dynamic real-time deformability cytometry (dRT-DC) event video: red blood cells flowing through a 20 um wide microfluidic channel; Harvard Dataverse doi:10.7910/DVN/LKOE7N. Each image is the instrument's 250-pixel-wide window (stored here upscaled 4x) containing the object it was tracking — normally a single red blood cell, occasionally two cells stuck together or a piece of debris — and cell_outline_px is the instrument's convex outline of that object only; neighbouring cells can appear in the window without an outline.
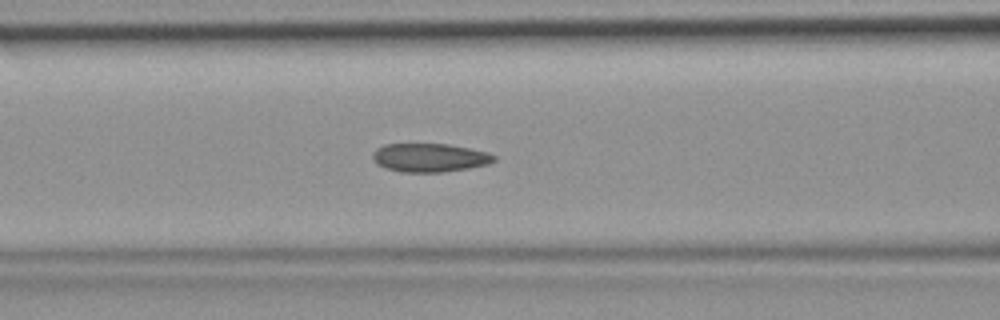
{"species": "common noctule bat (a hibernating species)", "species_latin": "Nyctalus noctula", "temperature_condition": "room temperature", "stored_images_in_passage": 48, "camera_frame_rate_fps": 3000, "um_per_image_px": 0.085, "animal": {"sex": "female", "body_mass_g": 19.9}, "frame": {"image": 1, "passage_image": 20, "time_ms": 6.333, "image_size_px": [1000, 320], "cell_outline_px": [[496, 160], [488, 164], [468, 168], [444, 172], [400, 172], [384, 168], [376, 164], [372, 160], [372, 152], [376, 148], [384, 144], [448, 144], [488, 152], [496, 156]], "centroid_in_image_um": [36.48, 13.4], "position_along_channel_um": 130.1, "area_um2": 20.4}}
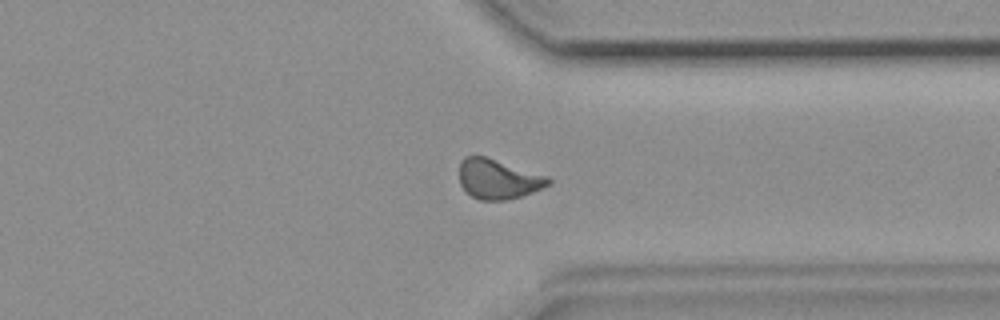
{"frame": {"image": 2, "passage_image": 37, "time_ms": 12.0, "image_size_px": [1000, 320], "cell_outline_px": [[552, 180], [544, 188], [508, 200], [480, 200], [472, 196], [460, 184], [460, 160], [464, 156], [484, 156], [548, 176]], "centroid_in_image_um": [42.34, 15.22], "position_along_channel_um": 369.1, "area_um2": 20.46}}
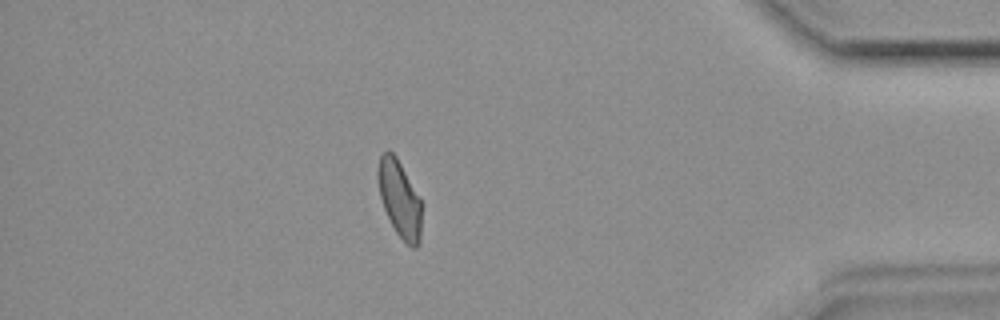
{"frame": {"image": 3, "passage_image": 42, "time_ms": 13.667, "image_size_px": [1000, 320], "cell_outline_px": [[420, 244], [416, 248], [412, 248], [396, 232], [384, 208], [380, 196], [376, 176], [376, 172], [380, 156], [384, 152], [392, 152], [396, 156], [420, 200]], "centroid_in_image_um": [33.93, 16.9], "position_along_channel_um": 401.3, "area_um2": 19.02}}